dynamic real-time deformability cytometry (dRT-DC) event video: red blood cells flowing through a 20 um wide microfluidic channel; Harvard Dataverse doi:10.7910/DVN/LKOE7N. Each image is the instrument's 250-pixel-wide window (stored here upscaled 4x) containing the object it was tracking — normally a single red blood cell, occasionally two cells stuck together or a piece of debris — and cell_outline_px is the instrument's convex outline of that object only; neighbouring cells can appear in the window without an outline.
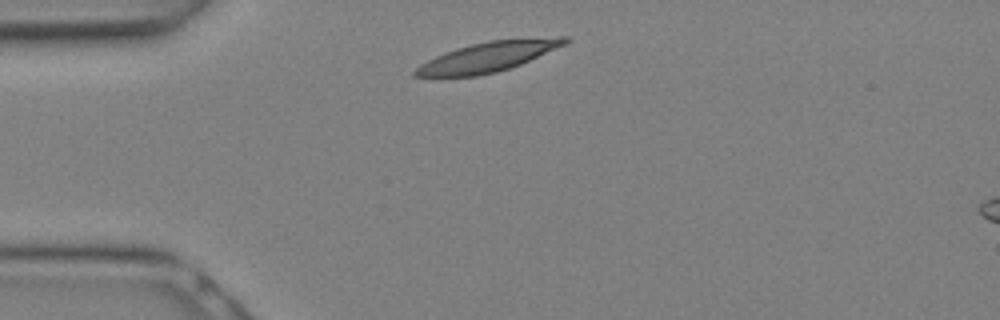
{"species": "Egyptian fruit bat (a non-hibernating species)", "species_latin": "Rousettus aegyptiacus", "temperature_condition": "warm", "stored_images_in_passage": 3, "camera_frame_rate_fps": 3000, "um_per_image_px": 0.085, "animal": {"sex": "female"}, "frame": {"image": 1, "passage_image": 1, "time_ms": 0.0, "image_size_px": [1000, 320], "cell_outline_px": [[572, 40], [564, 44], [520, 64], [496, 72], [476, 76], [412, 76], [412, 72], [420, 64], [444, 52], [456, 48], [488, 40], [560, 36], [572, 36]], "centroid_in_image_um": [41.49, 4.81], "position_along_channel_um": 43.5, "area_um2": 25.84}}